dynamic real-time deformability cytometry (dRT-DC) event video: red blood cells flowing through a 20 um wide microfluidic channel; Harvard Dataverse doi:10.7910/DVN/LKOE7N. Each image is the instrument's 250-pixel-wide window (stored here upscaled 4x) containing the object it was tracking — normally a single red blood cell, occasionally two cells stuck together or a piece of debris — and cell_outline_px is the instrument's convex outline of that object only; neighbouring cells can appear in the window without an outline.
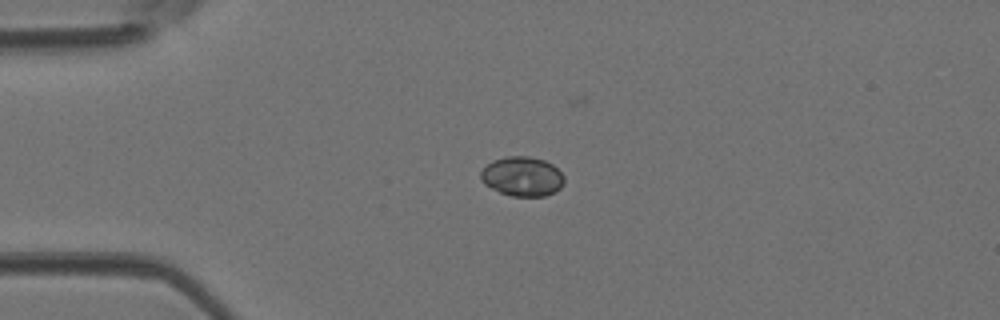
{"species": "Egyptian fruit bat (a non-hibernating species)", "species_latin": "Rousettus aegyptiacus", "temperature_condition": "room temperature", "stored_images_in_passage": 36, "camera_frame_rate_fps": 3000, "um_per_image_px": 0.085, "animal": {"sex": "female"}, "frame": {"image": 1, "passage_image": 1, "time_ms": 0.0, "image_size_px": [1000, 320], "cell_outline_px": [[564, 184], [560, 188], [544, 196], [512, 196], [500, 192], [484, 184], [480, 180], [480, 172], [492, 160], [508, 156], [528, 156], [544, 160], [552, 164], [564, 176]], "centroid_in_image_um": [44.38, 14.99], "position_along_channel_um": 40.6, "area_um2": 19.13}}
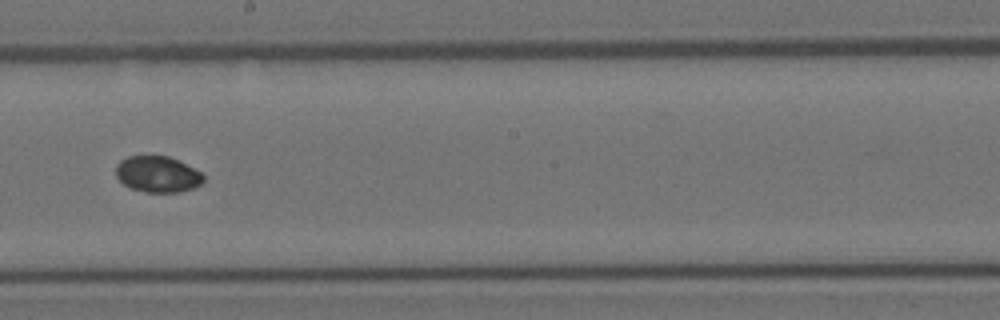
{"frame": {"image": 2, "passage_image": 16, "time_ms": 5.0, "image_size_px": [1000, 320], "cell_outline_px": [[204, 180], [196, 188], [180, 192], [144, 192], [132, 188], [124, 184], [116, 176], [116, 164], [120, 160], [128, 156], [168, 156], [200, 172], [204, 176]], "centroid_in_image_um": [13.38, 14.82], "position_along_channel_um": 234.8, "area_um2": 18.32}}
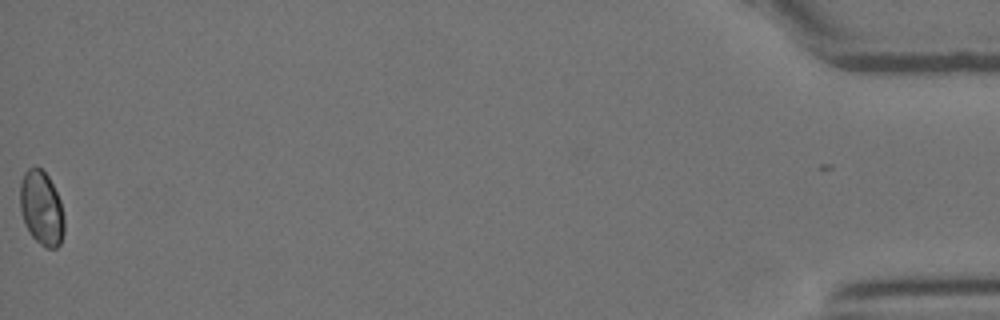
{"frame": {"image": 3, "passage_image": 36, "time_ms": 11.667, "image_size_px": [1000, 320], "cell_outline_px": [[64, 232], [60, 244], [56, 248], [44, 248], [28, 232], [24, 224], [20, 208], [20, 184], [24, 172], [28, 168], [40, 168], [48, 176], [60, 200], [64, 216]], "centroid_in_image_um": [3.52, 17.73], "position_along_channel_um": 431.7, "area_um2": 19.19}}